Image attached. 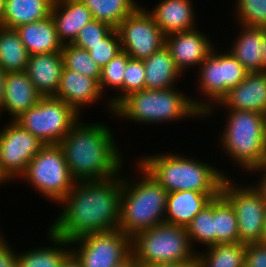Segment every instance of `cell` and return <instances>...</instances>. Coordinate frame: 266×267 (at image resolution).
Instances as JSON below:
<instances>
[{"instance_id":"1","label":"cell","mask_w":266,"mask_h":267,"mask_svg":"<svg viewBox=\"0 0 266 267\" xmlns=\"http://www.w3.org/2000/svg\"><path fill=\"white\" fill-rule=\"evenodd\" d=\"M122 179L75 182L60 202L64 211L50 226L55 236L72 241L81 236L118 229L120 221Z\"/></svg>"},{"instance_id":"2","label":"cell","mask_w":266,"mask_h":267,"mask_svg":"<svg viewBox=\"0 0 266 267\" xmlns=\"http://www.w3.org/2000/svg\"><path fill=\"white\" fill-rule=\"evenodd\" d=\"M113 138L111 129L102 123L85 125L78 121L59 142L76 182L100 181L118 175L122 158Z\"/></svg>"},{"instance_id":"3","label":"cell","mask_w":266,"mask_h":267,"mask_svg":"<svg viewBox=\"0 0 266 267\" xmlns=\"http://www.w3.org/2000/svg\"><path fill=\"white\" fill-rule=\"evenodd\" d=\"M172 87L160 90H140L123 98L114 108L118 117L143 123L179 120L182 117L205 116L213 110L209 103L190 99Z\"/></svg>"},{"instance_id":"4","label":"cell","mask_w":266,"mask_h":267,"mask_svg":"<svg viewBox=\"0 0 266 267\" xmlns=\"http://www.w3.org/2000/svg\"><path fill=\"white\" fill-rule=\"evenodd\" d=\"M138 164L144 168L168 193L196 191L221 193L223 173L209 164L178 154H164L141 158Z\"/></svg>"},{"instance_id":"5","label":"cell","mask_w":266,"mask_h":267,"mask_svg":"<svg viewBox=\"0 0 266 267\" xmlns=\"http://www.w3.org/2000/svg\"><path fill=\"white\" fill-rule=\"evenodd\" d=\"M143 174L138 183L122 179L120 221L118 228L131 238L165 222L168 192L140 165ZM132 185V186H131Z\"/></svg>"},{"instance_id":"6","label":"cell","mask_w":266,"mask_h":267,"mask_svg":"<svg viewBox=\"0 0 266 267\" xmlns=\"http://www.w3.org/2000/svg\"><path fill=\"white\" fill-rule=\"evenodd\" d=\"M222 147L232 160L251 171L264 166L266 154V115L256 111L229 109Z\"/></svg>"},{"instance_id":"7","label":"cell","mask_w":266,"mask_h":267,"mask_svg":"<svg viewBox=\"0 0 266 267\" xmlns=\"http://www.w3.org/2000/svg\"><path fill=\"white\" fill-rule=\"evenodd\" d=\"M186 227L160 223L131 238L132 255L140 266L149 264L197 261Z\"/></svg>"},{"instance_id":"8","label":"cell","mask_w":266,"mask_h":267,"mask_svg":"<svg viewBox=\"0 0 266 267\" xmlns=\"http://www.w3.org/2000/svg\"><path fill=\"white\" fill-rule=\"evenodd\" d=\"M74 107L53 96L42 97L32 108L14 121L30 131L45 145L59 144L79 120Z\"/></svg>"},{"instance_id":"9","label":"cell","mask_w":266,"mask_h":267,"mask_svg":"<svg viewBox=\"0 0 266 267\" xmlns=\"http://www.w3.org/2000/svg\"><path fill=\"white\" fill-rule=\"evenodd\" d=\"M48 199L61 202L73 189L75 180L69 171L59 144L45 145L20 176Z\"/></svg>"},{"instance_id":"10","label":"cell","mask_w":266,"mask_h":267,"mask_svg":"<svg viewBox=\"0 0 266 267\" xmlns=\"http://www.w3.org/2000/svg\"><path fill=\"white\" fill-rule=\"evenodd\" d=\"M50 241L60 246L80 244L71 252L83 267H114L132 254L131 237L119 228L81 236L68 241L48 231ZM78 249V250H77Z\"/></svg>"},{"instance_id":"11","label":"cell","mask_w":266,"mask_h":267,"mask_svg":"<svg viewBox=\"0 0 266 267\" xmlns=\"http://www.w3.org/2000/svg\"><path fill=\"white\" fill-rule=\"evenodd\" d=\"M233 180L226 177L222 183L221 194L233 206L238 223L239 242L243 244L260 243L266 217V202L255 186L236 187Z\"/></svg>"},{"instance_id":"12","label":"cell","mask_w":266,"mask_h":267,"mask_svg":"<svg viewBox=\"0 0 266 267\" xmlns=\"http://www.w3.org/2000/svg\"><path fill=\"white\" fill-rule=\"evenodd\" d=\"M122 51L132 59L144 60L165 46V35L153 16L140 6L116 28Z\"/></svg>"},{"instance_id":"13","label":"cell","mask_w":266,"mask_h":267,"mask_svg":"<svg viewBox=\"0 0 266 267\" xmlns=\"http://www.w3.org/2000/svg\"><path fill=\"white\" fill-rule=\"evenodd\" d=\"M45 144L14 120L0 131V177L5 182L25 172Z\"/></svg>"},{"instance_id":"14","label":"cell","mask_w":266,"mask_h":267,"mask_svg":"<svg viewBox=\"0 0 266 267\" xmlns=\"http://www.w3.org/2000/svg\"><path fill=\"white\" fill-rule=\"evenodd\" d=\"M212 42L196 29L175 32L165 36V47L178 70L182 73L189 66H199L212 51Z\"/></svg>"},{"instance_id":"15","label":"cell","mask_w":266,"mask_h":267,"mask_svg":"<svg viewBox=\"0 0 266 267\" xmlns=\"http://www.w3.org/2000/svg\"><path fill=\"white\" fill-rule=\"evenodd\" d=\"M218 104L228 109L266 115V72H248L245 79L231 88Z\"/></svg>"},{"instance_id":"16","label":"cell","mask_w":266,"mask_h":267,"mask_svg":"<svg viewBox=\"0 0 266 267\" xmlns=\"http://www.w3.org/2000/svg\"><path fill=\"white\" fill-rule=\"evenodd\" d=\"M61 52L30 55L26 74L43 96H54L58 90L63 70Z\"/></svg>"},{"instance_id":"17","label":"cell","mask_w":266,"mask_h":267,"mask_svg":"<svg viewBox=\"0 0 266 267\" xmlns=\"http://www.w3.org/2000/svg\"><path fill=\"white\" fill-rule=\"evenodd\" d=\"M51 16L63 44H72L80 30L94 20L91 11L80 0H55Z\"/></svg>"},{"instance_id":"18","label":"cell","mask_w":266,"mask_h":267,"mask_svg":"<svg viewBox=\"0 0 266 267\" xmlns=\"http://www.w3.org/2000/svg\"><path fill=\"white\" fill-rule=\"evenodd\" d=\"M101 96L99 83L95 79L63 68L58 90L53 97L63 100L79 112L83 105L95 103Z\"/></svg>"},{"instance_id":"19","label":"cell","mask_w":266,"mask_h":267,"mask_svg":"<svg viewBox=\"0 0 266 267\" xmlns=\"http://www.w3.org/2000/svg\"><path fill=\"white\" fill-rule=\"evenodd\" d=\"M221 193H200L196 191H176L168 193L165 223L186 227L192 219Z\"/></svg>"},{"instance_id":"20","label":"cell","mask_w":266,"mask_h":267,"mask_svg":"<svg viewBox=\"0 0 266 267\" xmlns=\"http://www.w3.org/2000/svg\"><path fill=\"white\" fill-rule=\"evenodd\" d=\"M42 97L25 71L6 73L3 109L13 120L34 107Z\"/></svg>"},{"instance_id":"21","label":"cell","mask_w":266,"mask_h":267,"mask_svg":"<svg viewBox=\"0 0 266 267\" xmlns=\"http://www.w3.org/2000/svg\"><path fill=\"white\" fill-rule=\"evenodd\" d=\"M16 31L29 55L62 51L63 43L59 40L51 15L41 21L21 25Z\"/></svg>"},{"instance_id":"22","label":"cell","mask_w":266,"mask_h":267,"mask_svg":"<svg viewBox=\"0 0 266 267\" xmlns=\"http://www.w3.org/2000/svg\"><path fill=\"white\" fill-rule=\"evenodd\" d=\"M190 0H162L149 13L166 36L195 29L194 12Z\"/></svg>"},{"instance_id":"23","label":"cell","mask_w":266,"mask_h":267,"mask_svg":"<svg viewBox=\"0 0 266 267\" xmlns=\"http://www.w3.org/2000/svg\"><path fill=\"white\" fill-rule=\"evenodd\" d=\"M55 0H6L1 26L11 29L51 15Z\"/></svg>"},{"instance_id":"24","label":"cell","mask_w":266,"mask_h":267,"mask_svg":"<svg viewBox=\"0 0 266 267\" xmlns=\"http://www.w3.org/2000/svg\"><path fill=\"white\" fill-rule=\"evenodd\" d=\"M240 36L229 51L248 72L263 71L262 44L266 28L242 27Z\"/></svg>"},{"instance_id":"25","label":"cell","mask_w":266,"mask_h":267,"mask_svg":"<svg viewBox=\"0 0 266 267\" xmlns=\"http://www.w3.org/2000/svg\"><path fill=\"white\" fill-rule=\"evenodd\" d=\"M145 67V89H170L182 74L176 67L170 51L163 46L159 51L143 60Z\"/></svg>"},{"instance_id":"26","label":"cell","mask_w":266,"mask_h":267,"mask_svg":"<svg viewBox=\"0 0 266 267\" xmlns=\"http://www.w3.org/2000/svg\"><path fill=\"white\" fill-rule=\"evenodd\" d=\"M199 68L201 92L214 103H220L225 97L224 53L216 54L212 49Z\"/></svg>"},{"instance_id":"27","label":"cell","mask_w":266,"mask_h":267,"mask_svg":"<svg viewBox=\"0 0 266 267\" xmlns=\"http://www.w3.org/2000/svg\"><path fill=\"white\" fill-rule=\"evenodd\" d=\"M29 53L16 29L0 25V67L6 72L26 70Z\"/></svg>"},{"instance_id":"28","label":"cell","mask_w":266,"mask_h":267,"mask_svg":"<svg viewBox=\"0 0 266 267\" xmlns=\"http://www.w3.org/2000/svg\"><path fill=\"white\" fill-rule=\"evenodd\" d=\"M207 249L206 255L197 254L196 267H244L246 244H215Z\"/></svg>"},{"instance_id":"29","label":"cell","mask_w":266,"mask_h":267,"mask_svg":"<svg viewBox=\"0 0 266 267\" xmlns=\"http://www.w3.org/2000/svg\"><path fill=\"white\" fill-rule=\"evenodd\" d=\"M215 244L239 242L237 216L233 206L222 195L213 199Z\"/></svg>"},{"instance_id":"30","label":"cell","mask_w":266,"mask_h":267,"mask_svg":"<svg viewBox=\"0 0 266 267\" xmlns=\"http://www.w3.org/2000/svg\"><path fill=\"white\" fill-rule=\"evenodd\" d=\"M91 11L94 20L116 29L139 6L134 0H80Z\"/></svg>"},{"instance_id":"31","label":"cell","mask_w":266,"mask_h":267,"mask_svg":"<svg viewBox=\"0 0 266 267\" xmlns=\"http://www.w3.org/2000/svg\"><path fill=\"white\" fill-rule=\"evenodd\" d=\"M131 57L124 51L120 52L116 57L109 61L104 67L101 68V75L99 79V87L101 93L108 87H114L121 90V95L110 99L109 108L113 111V108L123 99V83L124 73L127 66V62Z\"/></svg>"},{"instance_id":"32","label":"cell","mask_w":266,"mask_h":267,"mask_svg":"<svg viewBox=\"0 0 266 267\" xmlns=\"http://www.w3.org/2000/svg\"><path fill=\"white\" fill-rule=\"evenodd\" d=\"M63 68L71 69L85 76L95 79L99 83L101 67L91 58L87 50L73 44H63L61 51Z\"/></svg>"},{"instance_id":"33","label":"cell","mask_w":266,"mask_h":267,"mask_svg":"<svg viewBox=\"0 0 266 267\" xmlns=\"http://www.w3.org/2000/svg\"><path fill=\"white\" fill-rule=\"evenodd\" d=\"M42 248V249H41ZM17 254L18 267H60L63 260L71 253L61 247H41Z\"/></svg>"},{"instance_id":"34","label":"cell","mask_w":266,"mask_h":267,"mask_svg":"<svg viewBox=\"0 0 266 267\" xmlns=\"http://www.w3.org/2000/svg\"><path fill=\"white\" fill-rule=\"evenodd\" d=\"M191 244L198 241L209 247L215 245V220L213 218V200L200 211L187 226Z\"/></svg>"},{"instance_id":"35","label":"cell","mask_w":266,"mask_h":267,"mask_svg":"<svg viewBox=\"0 0 266 267\" xmlns=\"http://www.w3.org/2000/svg\"><path fill=\"white\" fill-rule=\"evenodd\" d=\"M236 1V14L242 26L266 28V0Z\"/></svg>"},{"instance_id":"36","label":"cell","mask_w":266,"mask_h":267,"mask_svg":"<svg viewBox=\"0 0 266 267\" xmlns=\"http://www.w3.org/2000/svg\"><path fill=\"white\" fill-rule=\"evenodd\" d=\"M91 58L102 68L120 52H122L121 40L117 29H113L106 37L96 45L90 46L88 51Z\"/></svg>"},{"instance_id":"37","label":"cell","mask_w":266,"mask_h":267,"mask_svg":"<svg viewBox=\"0 0 266 267\" xmlns=\"http://www.w3.org/2000/svg\"><path fill=\"white\" fill-rule=\"evenodd\" d=\"M113 29L114 28L105 22L92 20L80 30L72 44L78 48L89 51L90 46L99 43L100 40L106 37Z\"/></svg>"},{"instance_id":"38","label":"cell","mask_w":266,"mask_h":267,"mask_svg":"<svg viewBox=\"0 0 266 267\" xmlns=\"http://www.w3.org/2000/svg\"><path fill=\"white\" fill-rule=\"evenodd\" d=\"M123 98L145 89V67L143 60L130 58L124 73Z\"/></svg>"},{"instance_id":"39","label":"cell","mask_w":266,"mask_h":267,"mask_svg":"<svg viewBox=\"0 0 266 267\" xmlns=\"http://www.w3.org/2000/svg\"><path fill=\"white\" fill-rule=\"evenodd\" d=\"M225 96L236 87L248 74L244 66L230 53H224Z\"/></svg>"},{"instance_id":"40","label":"cell","mask_w":266,"mask_h":267,"mask_svg":"<svg viewBox=\"0 0 266 267\" xmlns=\"http://www.w3.org/2000/svg\"><path fill=\"white\" fill-rule=\"evenodd\" d=\"M244 267H266V244H246Z\"/></svg>"},{"instance_id":"41","label":"cell","mask_w":266,"mask_h":267,"mask_svg":"<svg viewBox=\"0 0 266 267\" xmlns=\"http://www.w3.org/2000/svg\"><path fill=\"white\" fill-rule=\"evenodd\" d=\"M5 241L0 235V267H18L17 254L11 250Z\"/></svg>"},{"instance_id":"42","label":"cell","mask_w":266,"mask_h":267,"mask_svg":"<svg viewBox=\"0 0 266 267\" xmlns=\"http://www.w3.org/2000/svg\"><path fill=\"white\" fill-rule=\"evenodd\" d=\"M196 263L197 261H177V262L149 264L147 266H141V267H196Z\"/></svg>"},{"instance_id":"43","label":"cell","mask_w":266,"mask_h":267,"mask_svg":"<svg viewBox=\"0 0 266 267\" xmlns=\"http://www.w3.org/2000/svg\"><path fill=\"white\" fill-rule=\"evenodd\" d=\"M258 170L259 172L260 171L262 172V170L266 172V166L264 165L261 167H257V168L252 169L251 171L256 172ZM265 172L263 173L264 175L261 178L262 180H260L261 182L257 184V187L255 185V188L261 193L263 200L266 202V173Z\"/></svg>"},{"instance_id":"44","label":"cell","mask_w":266,"mask_h":267,"mask_svg":"<svg viewBox=\"0 0 266 267\" xmlns=\"http://www.w3.org/2000/svg\"><path fill=\"white\" fill-rule=\"evenodd\" d=\"M60 267H83L82 263L71 252L61 263Z\"/></svg>"},{"instance_id":"45","label":"cell","mask_w":266,"mask_h":267,"mask_svg":"<svg viewBox=\"0 0 266 267\" xmlns=\"http://www.w3.org/2000/svg\"><path fill=\"white\" fill-rule=\"evenodd\" d=\"M5 76L6 72L0 67V112L3 110Z\"/></svg>"},{"instance_id":"46","label":"cell","mask_w":266,"mask_h":267,"mask_svg":"<svg viewBox=\"0 0 266 267\" xmlns=\"http://www.w3.org/2000/svg\"><path fill=\"white\" fill-rule=\"evenodd\" d=\"M114 267H141L137 262L136 258L131 254L127 259H125L122 263L114 266Z\"/></svg>"},{"instance_id":"47","label":"cell","mask_w":266,"mask_h":267,"mask_svg":"<svg viewBox=\"0 0 266 267\" xmlns=\"http://www.w3.org/2000/svg\"><path fill=\"white\" fill-rule=\"evenodd\" d=\"M262 53H263V71L266 72V32L264 34V39L262 44Z\"/></svg>"},{"instance_id":"48","label":"cell","mask_w":266,"mask_h":267,"mask_svg":"<svg viewBox=\"0 0 266 267\" xmlns=\"http://www.w3.org/2000/svg\"><path fill=\"white\" fill-rule=\"evenodd\" d=\"M6 0H0V23L3 19L4 7H5Z\"/></svg>"},{"instance_id":"49","label":"cell","mask_w":266,"mask_h":267,"mask_svg":"<svg viewBox=\"0 0 266 267\" xmlns=\"http://www.w3.org/2000/svg\"><path fill=\"white\" fill-rule=\"evenodd\" d=\"M260 243L266 244V217H265V224H264V229H263V237Z\"/></svg>"},{"instance_id":"50","label":"cell","mask_w":266,"mask_h":267,"mask_svg":"<svg viewBox=\"0 0 266 267\" xmlns=\"http://www.w3.org/2000/svg\"><path fill=\"white\" fill-rule=\"evenodd\" d=\"M2 182L5 183V182L1 179V177H0V184H1Z\"/></svg>"}]
</instances>
